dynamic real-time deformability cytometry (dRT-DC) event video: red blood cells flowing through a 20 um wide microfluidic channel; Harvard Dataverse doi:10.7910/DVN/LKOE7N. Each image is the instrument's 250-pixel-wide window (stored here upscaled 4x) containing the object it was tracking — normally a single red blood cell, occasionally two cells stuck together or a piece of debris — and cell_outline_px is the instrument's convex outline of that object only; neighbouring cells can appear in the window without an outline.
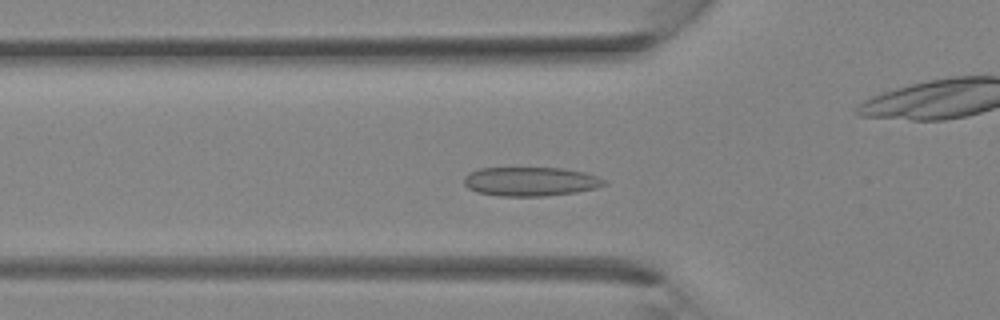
{"species": "Egyptian fruit bat (a non-hibernating species)", "species_latin": "Rousettus aegyptiacus", "temperature_condition": "room temperature", "stored_images_in_passage": 35, "camera_frame_rate_fps": 3000, "um_per_image_px": 0.085, "animal": {"sex": "female"}, "frame": {"image": 1, "passage_image": 11, "time_ms": 3.333, "image_size_px": [1000, 320], "cell_outline_px": [[608, 184], [596, 188], [576, 192], [544, 196], [500, 196], [476, 192], [468, 188], [464, 184], [464, 176], [468, 172], [480, 168], [564, 168], [584, 172], [596, 176], [604, 180]], "centroid_in_image_um": [45.07, 15.43], "position_along_channel_um": 80.7, "area_um2": 23.81}}
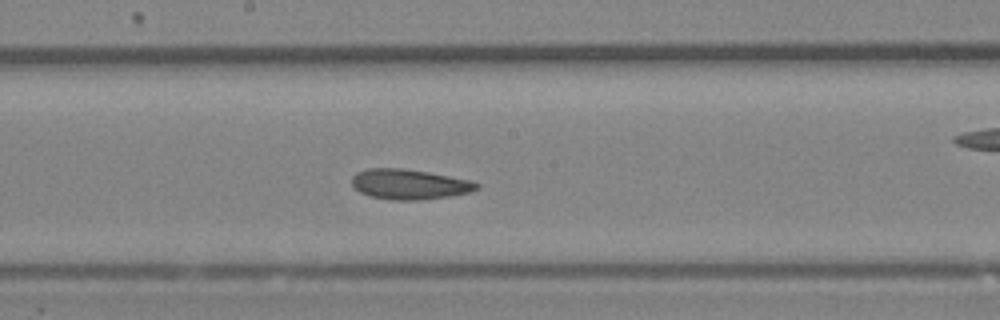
{"frame": {"image": 2, "passage_image": 18, "time_ms": 5.667, "image_size_px": [1000, 320], "cell_outline_px": [[480, 188], [472, 192], [452, 196], [420, 200], [392, 200], [368, 196], [360, 192], [352, 184], [352, 176], [356, 172], [368, 168], [400, 168], [428, 172], [472, 180], [480, 184]], "centroid_in_image_um": [34.83, 15.67], "position_along_channel_um": 213.4, "area_um2": 22.2}}
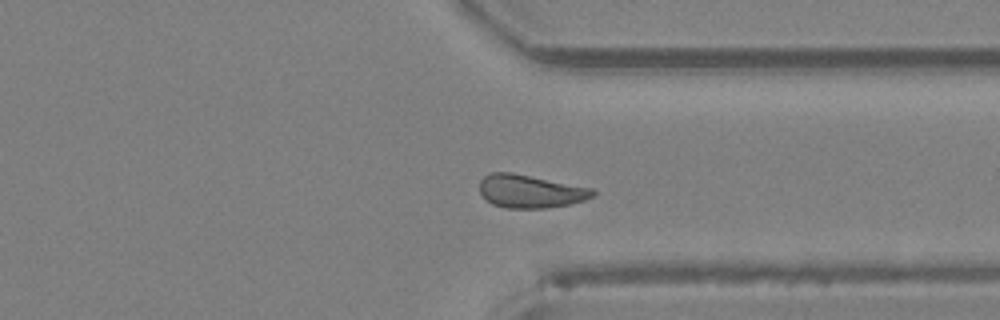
{"frame": {"image": 3, "passage_image": 26, "time_ms": 8.333, "image_size_px": [1000, 320], "cell_outline_px": [[596, 192], [592, 196], [584, 200], [568, 204], [544, 208], [504, 208], [492, 204], [480, 192], [480, 180], [488, 172], [512, 172], [592, 188]], "centroid_in_image_um": [45.04, 16.25], "position_along_channel_um": 366.4, "area_um2": 21.73}}